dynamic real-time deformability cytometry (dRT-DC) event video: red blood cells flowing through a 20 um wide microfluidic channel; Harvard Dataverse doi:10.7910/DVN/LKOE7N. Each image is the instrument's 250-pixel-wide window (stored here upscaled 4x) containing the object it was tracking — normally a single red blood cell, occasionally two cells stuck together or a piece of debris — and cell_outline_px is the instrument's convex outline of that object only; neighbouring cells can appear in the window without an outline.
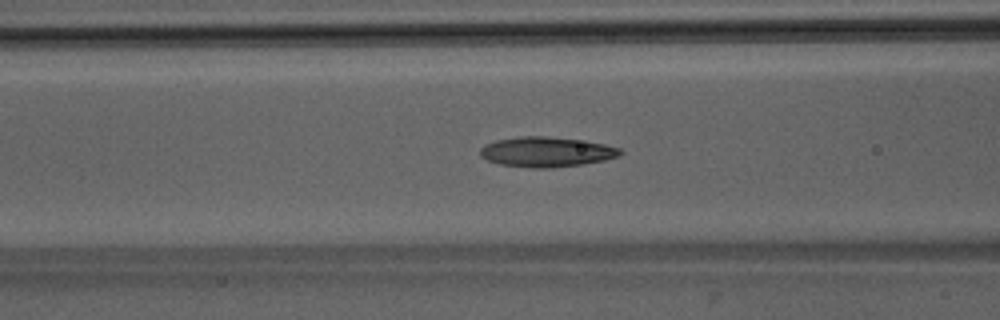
{"species": "Egyptian fruit bat (a non-hibernating species)", "species_latin": "Rousettus aegyptiacus", "temperature_condition": "room temperature", "stored_images_in_passage": 36, "camera_frame_rate_fps": 3000, "um_per_image_px": 0.085, "animal": {"sex": "male"}, "frame": {"image": 1, "passage_image": 5, "time_ms": 1.333, "image_size_px": [1000, 320], "cell_outline_px": [[624, 152], [620, 156], [604, 160], [580, 164], [552, 168], [532, 168], [500, 164], [488, 160], [480, 156], [480, 148], [484, 144], [496, 140], [520, 136], [544, 136], [576, 140], [604, 144], [620, 148]], "centroid_in_image_um": [46.42, 12.91], "position_along_channel_um": 120.2, "area_um2": 24.33}}
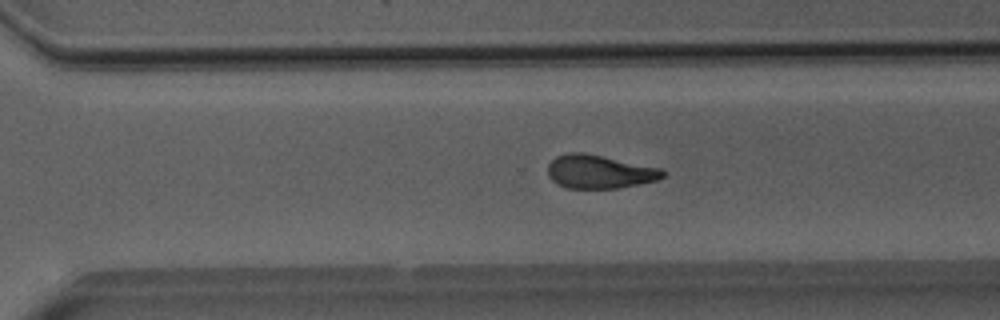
{"frame": {"image": 2, "passage_image": 20, "time_ms": 6.333, "image_size_px": [1000, 320], "cell_outline_px": [[668, 172], [664, 176], [656, 180], [620, 188], [568, 188], [556, 184], [548, 176], [548, 164], [556, 156], [568, 152], [580, 152], [664, 168]], "centroid_in_image_um": [50.97, 14.59], "position_along_channel_um": 319.6, "area_um2": 22.54}}
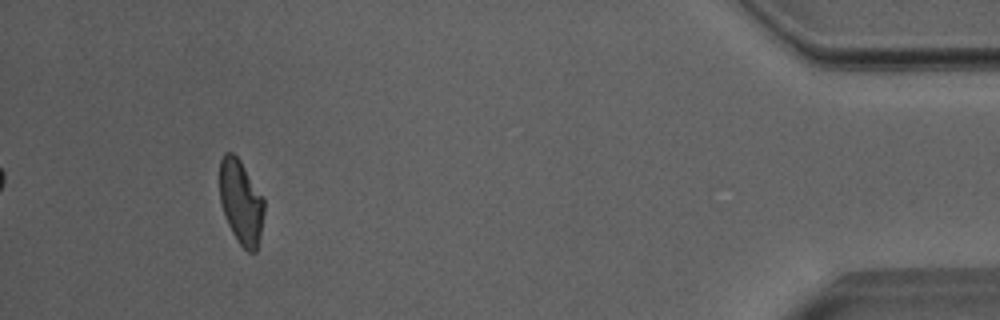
{"frame": {"image": 3, "passage_image": 32, "time_ms": 10.333, "image_size_px": [1000, 320], "cell_outline_px": [[264, 212], [256, 252], [248, 252], [240, 244], [232, 232], [228, 224], [220, 200], [220, 160], [224, 152], [232, 152], [240, 160], [264, 196]], "centroid_in_image_um": [20.49, 17.14], "position_along_channel_um": 414.7, "area_um2": 21.73}, "authors_computed_cell_mechanics": {"area_um2": 22.6576, "velocity_mm_per_s": 4.0005, "shape_relaxation_time_tau1_ms": 8.167, "shape_relaxation_time_tau2_ms": 5.6478, "deformation_change_tau1": 0.2216, "deformation_change_tau2": 0.1279}}